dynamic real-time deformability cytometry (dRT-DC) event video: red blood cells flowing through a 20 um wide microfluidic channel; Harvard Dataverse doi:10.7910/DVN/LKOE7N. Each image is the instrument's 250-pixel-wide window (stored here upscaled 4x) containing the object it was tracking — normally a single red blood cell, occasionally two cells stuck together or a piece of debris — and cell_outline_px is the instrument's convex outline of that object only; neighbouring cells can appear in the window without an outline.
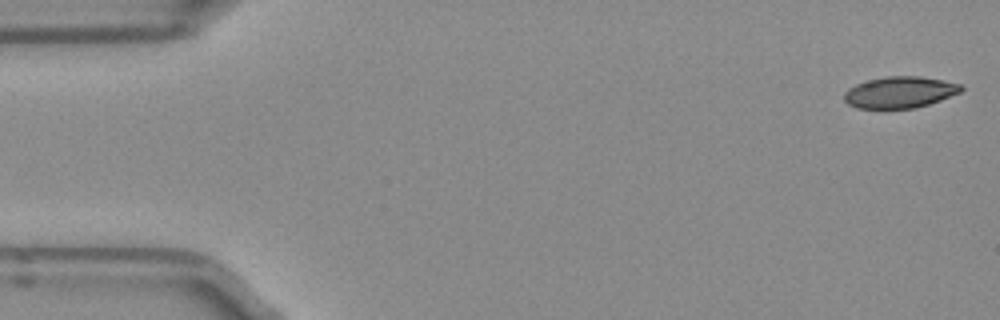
{"species": "Egyptian fruit bat (a non-hibernating species)", "species_latin": "Rousettus aegyptiacus", "temperature_condition": "room temperature", "stored_images_in_passage": 50, "camera_frame_rate_fps": 3000, "um_per_image_px": 0.085, "frame": {"image": 1, "passage_image": 1, "time_ms": 0.0, "image_size_px": [1000, 320], "cell_outline_px": [[964, 88], [960, 92], [940, 100], [916, 108], [856, 108], [848, 104], [844, 100], [844, 92], [848, 88], [856, 84], [868, 80], [888, 76], [920, 76], [960, 84]], "centroid_in_image_um": [76.45, 7.84], "position_along_channel_um": 8.5, "area_um2": 21.27}}
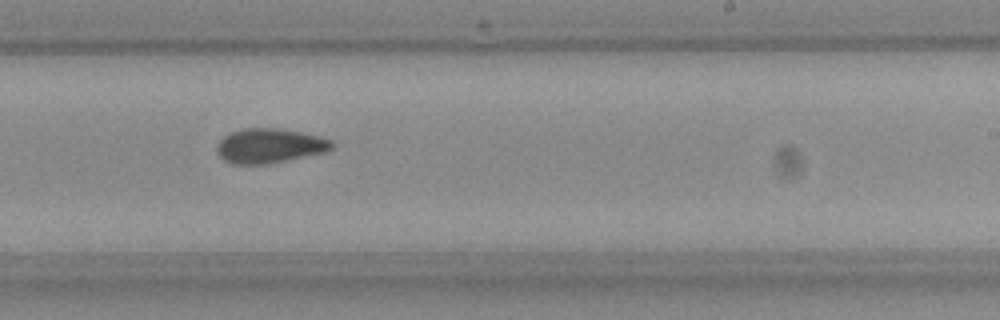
{"frame": {"image": 2, "passage_image": 30, "time_ms": 9.667, "image_size_px": [1000, 320], "cell_outline_px": [[332, 148], [324, 152], [264, 164], [232, 164], [224, 160], [216, 152], [216, 144], [228, 132], [240, 128], [276, 128], [300, 132], [332, 140]], "centroid_in_image_um": [22.82, 12.38], "position_along_channel_um": 266.2, "area_um2": 22.95}}
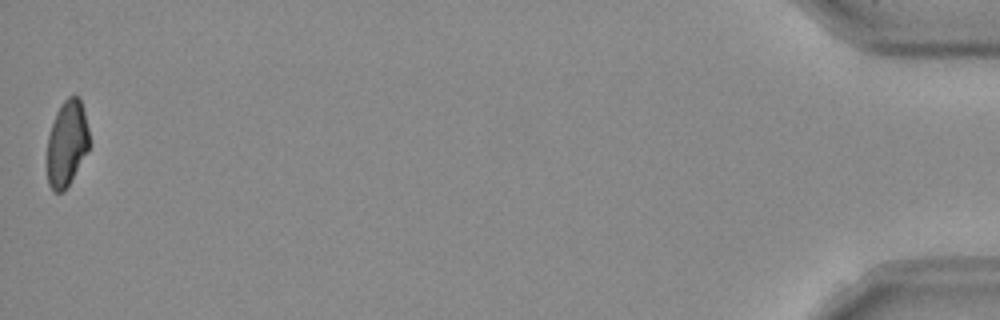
{"frame": {"image": 3, "passage_image": 50, "time_ms": 16.333, "image_size_px": [1000, 320], "cell_outline_px": [[88, 152], [64, 192], [52, 192], [48, 184], [48, 136], [56, 112], [60, 104], [68, 96], [80, 96], [88, 128]], "centroid_in_image_um": [5.68, 12.19], "position_along_channel_um": 429.5, "area_um2": 21.04}, "authors_computed_cell_mechanics": {"area_um2": 22.8021, "velocity_mm_per_s": 3.9676, "shape_relaxation_time_tau1_ms": 7.365, "shape_relaxation_time_tau2_ms": 3.633, "deformation_change_tau1": 0.184, "deformation_change_tau2": 0.0955}}